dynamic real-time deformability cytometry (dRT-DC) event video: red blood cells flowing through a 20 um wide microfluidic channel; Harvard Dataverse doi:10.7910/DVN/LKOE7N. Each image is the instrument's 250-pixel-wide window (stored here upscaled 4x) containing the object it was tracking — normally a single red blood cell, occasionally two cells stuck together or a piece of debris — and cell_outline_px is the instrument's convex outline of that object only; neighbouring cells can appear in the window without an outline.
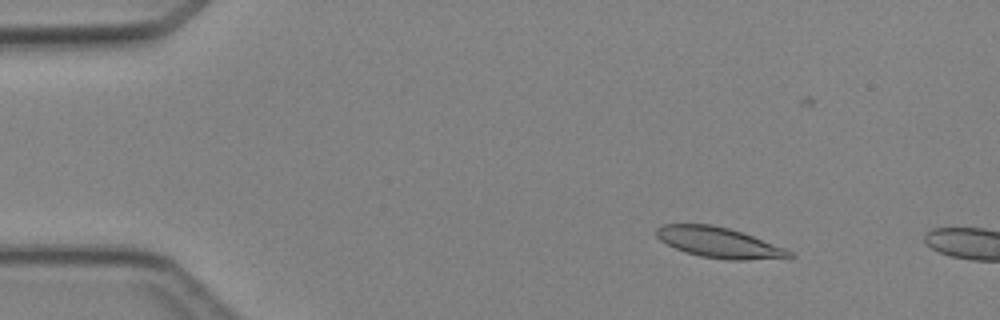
{"species": "Egyptian fruit bat (a non-hibernating species)", "species_latin": "Rousettus aegyptiacus", "temperature_condition": "cold", "stored_images_in_passage": 4, "camera_frame_rate_fps": 3000, "um_per_image_px": 0.085, "animal": {"sex": "female"}, "frame": {"image": 1, "passage_image": 3, "time_ms": 2.333, "image_size_px": [1000, 320], "cell_outline_px": [[796, 256], [744, 260], [732, 260], [700, 256], [676, 248], [660, 240], [656, 236], [656, 228], [664, 224], [712, 224], [728, 228], [752, 236], [784, 248], [792, 252]], "centroid_in_image_um": [61.07, 20.6], "position_along_channel_um": 23.9, "area_um2": 23.06}}